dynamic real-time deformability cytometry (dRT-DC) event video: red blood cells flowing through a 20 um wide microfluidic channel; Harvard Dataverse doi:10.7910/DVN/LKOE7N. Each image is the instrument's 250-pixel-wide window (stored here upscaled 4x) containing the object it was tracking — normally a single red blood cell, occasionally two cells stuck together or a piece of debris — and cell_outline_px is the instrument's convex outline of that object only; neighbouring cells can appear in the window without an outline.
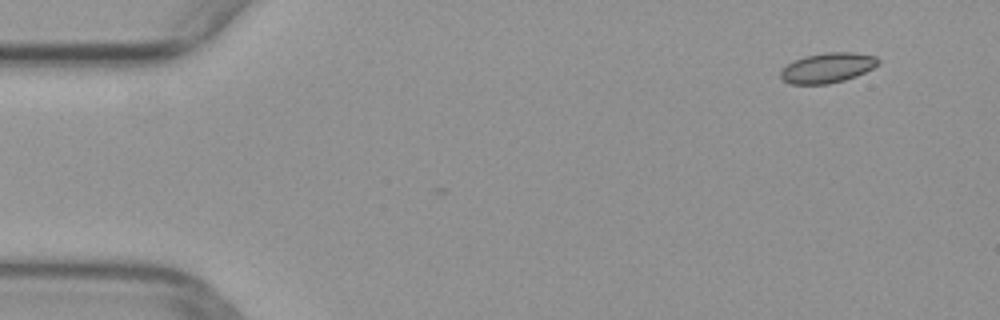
{"species": "common noctule bat (a hibernating species)", "species_latin": "Nyctalus noctula", "temperature_condition": "warm", "stored_images_in_passage": 4, "camera_frame_rate_fps": 3000, "um_per_image_px": 0.085, "animal": {"sex": "female", "body_mass_g": 29.2, "forearm_length_mm": 56.3}, "frame": {"image": 1, "passage_image": 4, "time_ms": 1.0, "image_size_px": [1000, 320], "cell_outline_px": [[880, 64], [856, 76], [844, 80], [828, 84], [792, 84], [784, 80], [780, 76], [780, 72], [792, 60], [804, 56], [824, 52], [852, 52], [876, 56], [880, 60]], "centroid_in_image_um": [70.35, 5.75], "position_along_channel_um": 14.7, "area_um2": 17.11}}